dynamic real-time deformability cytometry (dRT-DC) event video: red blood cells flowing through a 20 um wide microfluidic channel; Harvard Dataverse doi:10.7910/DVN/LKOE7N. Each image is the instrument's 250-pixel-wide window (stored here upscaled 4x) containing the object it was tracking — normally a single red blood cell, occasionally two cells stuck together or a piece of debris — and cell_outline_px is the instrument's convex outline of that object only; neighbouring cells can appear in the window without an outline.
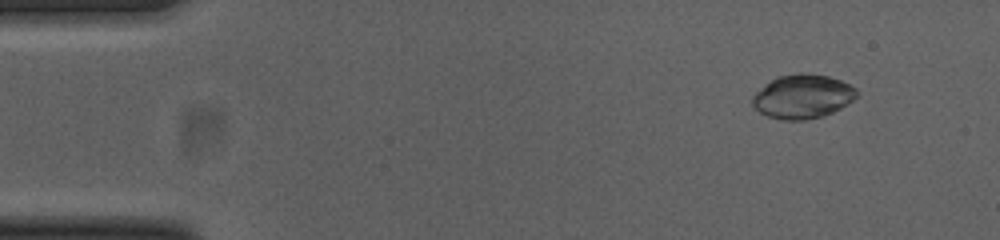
{"species": "common noctule bat (a hibernating species)", "species_latin": "Nyctalus noctula", "temperature_condition": "cold", "stored_images_in_passage": 48, "camera_frame_rate_fps": 3000, "um_per_image_px": 0.085, "animal": {"sex": "female", "body_mass_g": 23.0, "forearm_length_mm": 53.4}, "frame": {"image": 1, "passage_image": 1, "time_ms": 0.0, "image_size_px": [1000, 240], "cell_outline_px": [[860, 92], [852, 100], [840, 108], [824, 116], [804, 120], [784, 120], [768, 116], [760, 112], [752, 104], [752, 96], [764, 84], [780, 76], [800, 72], [804, 72], [828, 76], [840, 80], [856, 88]], "centroid_in_image_um": [68.23, 8.19], "position_along_channel_um": 16.8, "area_um2": 26.65}}
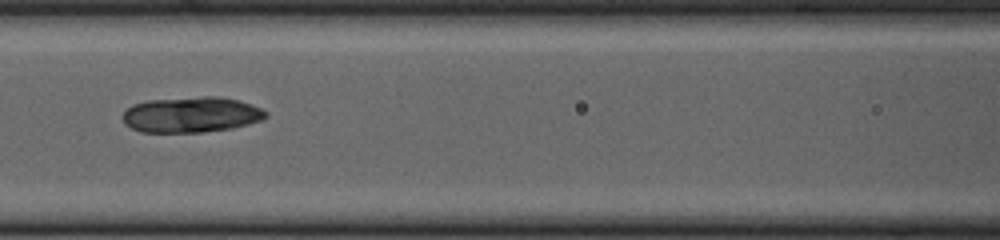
{"frame": {"image": 2, "passage_image": 19, "time_ms": 6.0, "image_size_px": [1000, 240], "cell_outline_px": [[268, 116], [260, 120], [248, 124], [232, 128], [200, 132], [140, 132], [124, 124], [124, 112], [132, 104], [148, 100], [204, 96], [220, 96], [240, 100], [260, 108], [268, 112]], "centroid_in_image_um": [16.27, 9.74], "position_along_channel_um": 150.3, "area_um2": 29.71}}
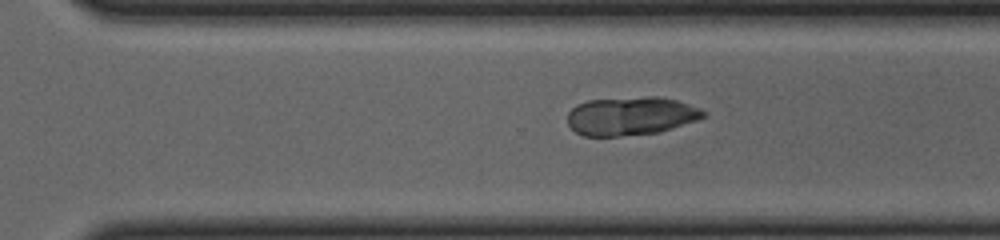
{"frame": {"image": 3, "passage_image": 32, "time_ms": 10.333, "image_size_px": [1000, 240], "cell_outline_px": [[708, 112], [704, 116], [696, 120], [660, 132], [620, 136], [584, 136], [576, 132], [568, 124], [568, 112], [576, 104], [588, 100], [648, 96], [656, 96], [676, 100], [700, 108]], "centroid_in_image_um": [53.61, 9.85], "position_along_channel_um": 317.0, "area_um2": 30.46}}